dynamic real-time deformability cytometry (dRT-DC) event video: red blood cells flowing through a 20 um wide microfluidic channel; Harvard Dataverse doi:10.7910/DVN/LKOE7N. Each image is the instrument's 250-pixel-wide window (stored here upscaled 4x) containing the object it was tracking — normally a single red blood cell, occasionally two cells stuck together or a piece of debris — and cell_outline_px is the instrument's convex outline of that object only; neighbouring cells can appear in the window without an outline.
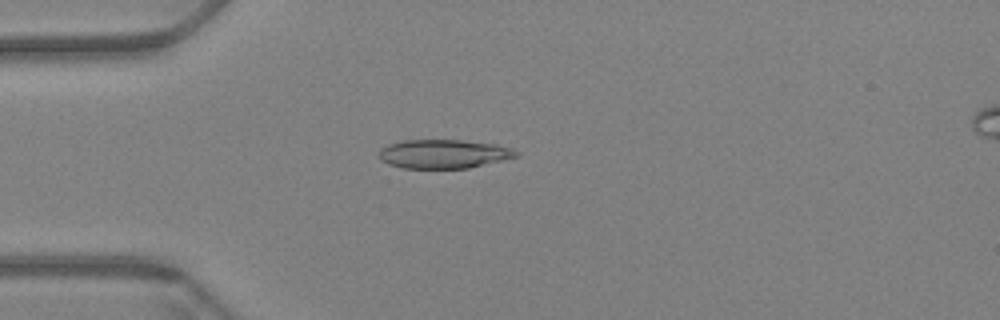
{"species": "Egyptian fruit bat (a non-hibernating species)", "species_latin": "Rousettus aegyptiacus", "temperature_condition": "warm", "stored_images_in_passage": 61, "camera_frame_rate_fps": 3000, "um_per_image_px": 0.085, "animal": {"sex": "female"}, "frame": {"image": 1, "passage_image": 17, "time_ms": 5.333, "image_size_px": [1000, 320], "cell_outline_px": [[520, 156], [504, 160], [468, 168], [400, 168], [388, 164], [380, 160], [380, 148], [388, 144], [404, 140], [460, 140], [496, 144], [512, 148], [520, 152]], "centroid_in_image_um": [37.73, 13.08], "position_along_channel_um": 47.3, "area_um2": 23.24}}
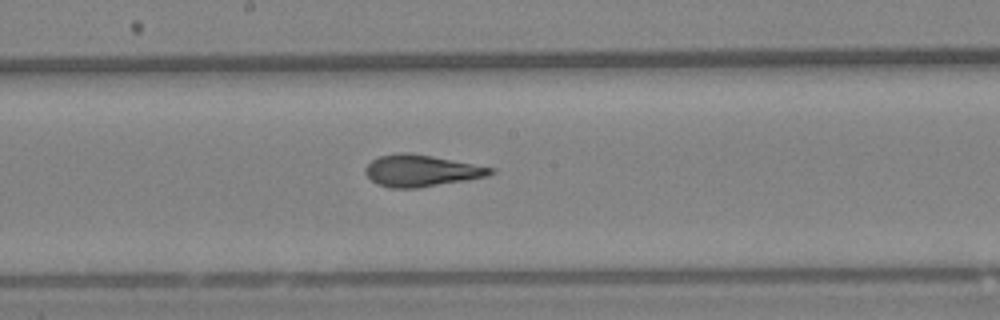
{"frame": {"image": 2, "passage_image": 33, "time_ms": 10.667, "image_size_px": [1000, 320], "cell_outline_px": [[496, 172], [488, 176], [468, 180], [416, 188], [392, 188], [380, 184], [372, 180], [364, 172], [364, 168], [372, 160], [380, 156], [400, 152], [408, 152], [432, 156], [496, 168]], "centroid_in_image_um": [35.84, 14.5], "position_along_channel_um": 212.4, "area_um2": 23.06}}
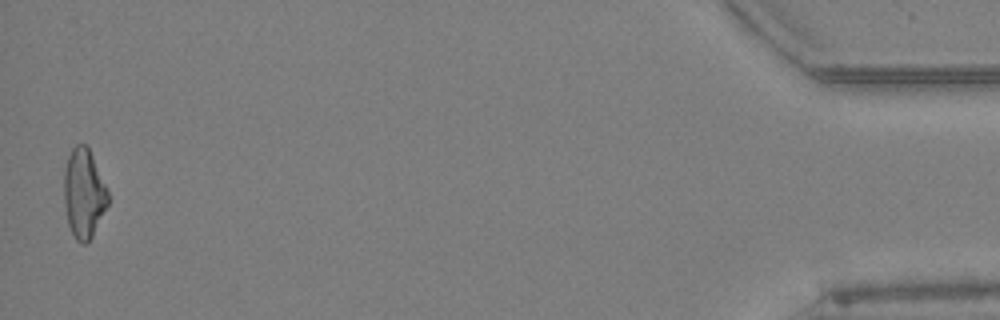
{"frame": {"image": 3, "passage_image": 60, "time_ms": 19.667, "image_size_px": [1000, 320], "cell_outline_px": [[108, 204], [92, 236], [84, 244], [80, 244], [76, 240], [68, 224], [64, 204], [64, 168], [68, 156], [72, 148], [76, 144], [84, 144], [88, 148], [92, 156], [108, 192]], "centroid_in_image_um": [7.1, 16.45], "position_along_channel_um": 428.1, "area_um2": 22.6}, "authors_computed_cell_mechanics": {"area_um2": 23.0622, "velocity_mm_per_s": 3.4194, "shape_relaxation_time_tau1_ms": 10.4896, "shape_relaxation_time_tau2_ms": 1.924, "deformation_change_tau1": 0.2548, "deformation_change_tau2": 0.0936}}